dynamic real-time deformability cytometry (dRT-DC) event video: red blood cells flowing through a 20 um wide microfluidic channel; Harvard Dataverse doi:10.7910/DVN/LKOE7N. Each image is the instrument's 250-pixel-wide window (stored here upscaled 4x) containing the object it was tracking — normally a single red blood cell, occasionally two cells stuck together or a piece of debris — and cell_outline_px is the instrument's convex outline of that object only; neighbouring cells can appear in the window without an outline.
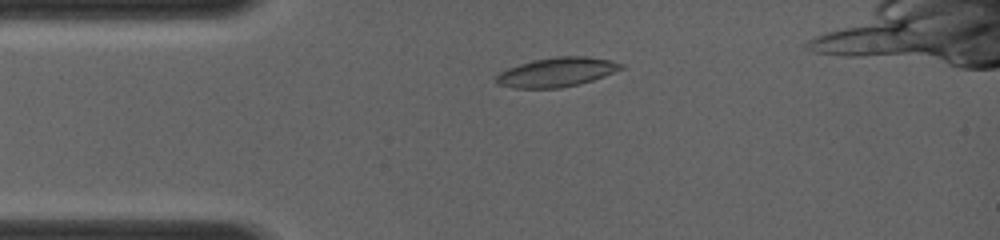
{"species": "common noctule bat (a hibernating species)", "species_latin": "Nyctalus noctula", "temperature_condition": "room temperature", "stored_images_in_passage": 30, "camera_frame_rate_fps": 4000, "um_per_image_px": 0.085, "animal": {"sex": "female", "body_mass_g": 19.0, "forearm_length_mm": 56.7}, "frame": {"image": 1, "passage_image": 8, "time_ms": 2.5, "image_size_px": [1000, 240], "cell_outline_px": [[624, 68], [604, 76], [580, 84], [560, 88], [516, 88], [496, 84], [496, 76], [500, 72], [508, 68], [532, 60], [556, 56], [588, 56], [608, 60], [624, 64]], "centroid_in_image_um": [47.32, 6.13], "position_along_channel_um": 37.7, "area_um2": 21.27}}
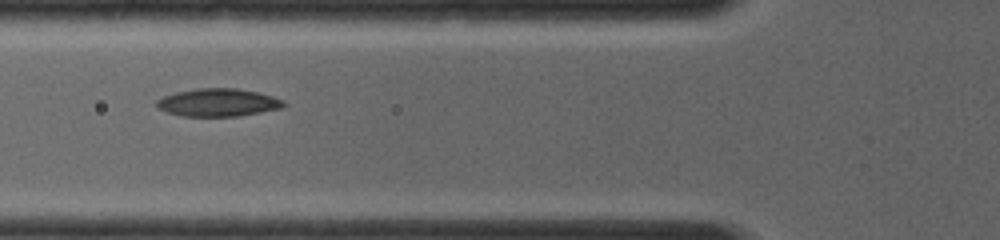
{"frame": {"image": 2, "passage_image": 17, "time_ms": 4.5, "image_size_px": [1000, 240], "cell_outline_px": [[288, 104], [284, 108], [240, 116], [180, 116], [168, 112], [160, 108], [156, 104], [156, 100], [164, 96], [176, 92], [196, 88], [236, 88], [256, 92], [272, 96], [284, 100]], "centroid_in_image_um": [18.59, 8.71], "position_along_channel_um": 107.2, "area_um2": 20.69}}
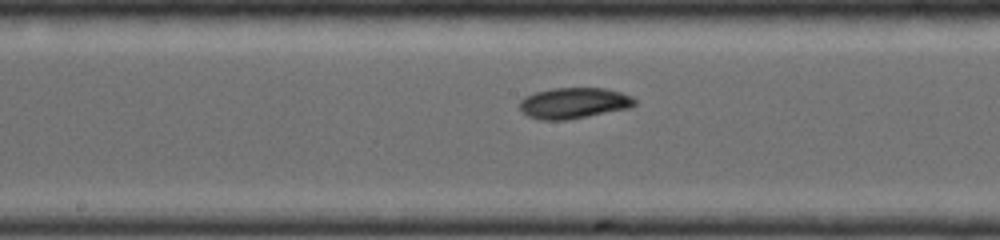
{"frame": {"image": 3, "passage_image": 28, "time_ms": 6.5, "image_size_px": [1000, 240], "cell_outline_px": [[636, 104], [632, 108], [568, 120], [540, 120], [528, 116], [520, 108], [520, 100], [524, 96], [536, 92], [552, 88], [604, 88], [620, 92], [632, 96], [636, 100]], "centroid_in_image_um": [48.8, 8.77], "position_along_channel_um": 199.4, "area_um2": 20.92}}